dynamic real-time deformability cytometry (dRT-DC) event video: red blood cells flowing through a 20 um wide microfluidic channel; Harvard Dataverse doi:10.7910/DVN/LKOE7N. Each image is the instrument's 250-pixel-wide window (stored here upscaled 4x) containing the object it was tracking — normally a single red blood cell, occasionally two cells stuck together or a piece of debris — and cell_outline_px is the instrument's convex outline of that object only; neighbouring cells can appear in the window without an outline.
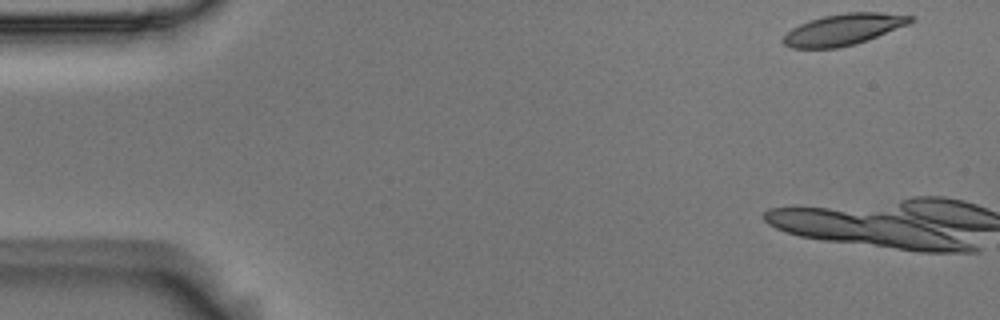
{"species": "Egyptian fruit bat (a non-hibernating species)", "species_latin": "Rousettus aegyptiacus", "temperature_condition": "room temperature", "stored_images_in_passage": 3, "camera_frame_rate_fps": 3000, "um_per_image_px": 0.085, "animal": {"sex": "male"}, "frame": {"image": 1, "passage_image": 1, "time_ms": 0.0, "image_size_px": [1000, 320], "cell_outline_px": [[916, 20], [908, 24], [856, 44], [836, 48], [792, 48], [784, 44], [780, 40], [792, 28], [808, 20], [824, 16], [844, 12], [880, 12], [916, 16]], "centroid_in_image_um": [71.7, 2.49], "position_along_channel_um": 13.3, "area_um2": 23.24}}